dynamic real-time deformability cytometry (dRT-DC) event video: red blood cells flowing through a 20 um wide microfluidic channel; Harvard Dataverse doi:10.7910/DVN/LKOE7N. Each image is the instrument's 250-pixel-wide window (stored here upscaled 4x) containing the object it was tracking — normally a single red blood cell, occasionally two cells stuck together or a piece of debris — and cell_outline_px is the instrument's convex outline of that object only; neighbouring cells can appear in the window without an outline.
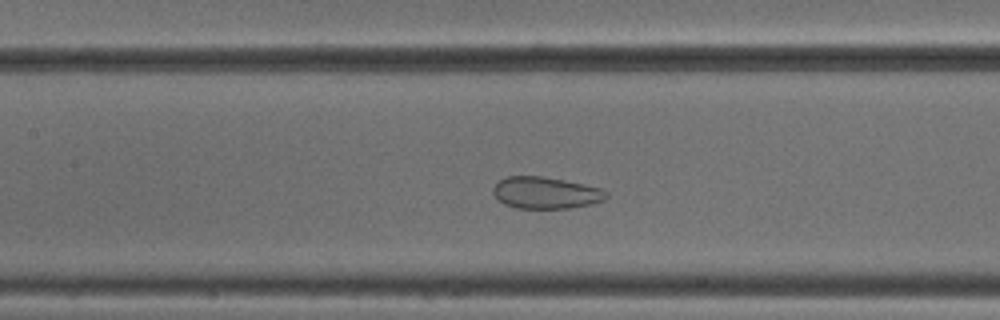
{"species": "common noctule bat (a hibernating species)", "species_latin": "Nyctalus noctula", "temperature_condition": "cold", "stored_images_in_passage": 47, "camera_frame_rate_fps": 3000, "um_per_image_px": 0.085, "animal": {"sex": "male", "body_mass_g": 18.8}, "frame": {"image": 1, "passage_image": 18, "time_ms": 5.667, "image_size_px": [1000, 320], "cell_outline_px": [[608, 196], [604, 200], [592, 204], [568, 208], [516, 208], [504, 204], [492, 192], [492, 188], [496, 180], [508, 176], [544, 176], [584, 184], [600, 188], [608, 192]], "centroid_in_image_um": [46.37, 16.38], "position_along_channel_um": 161.0, "area_um2": 21.1}}
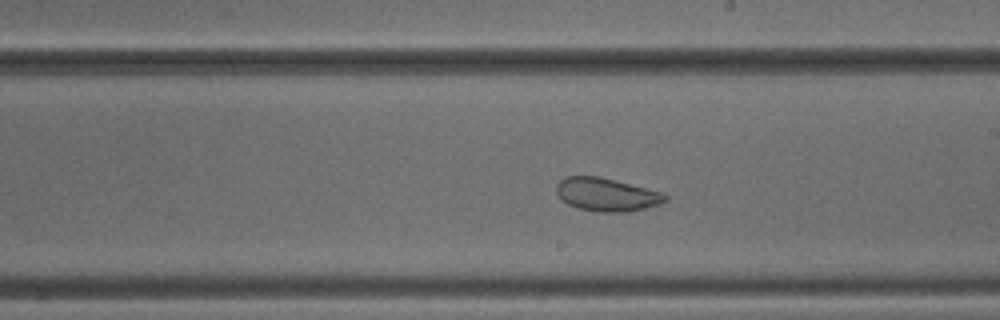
{"frame": {"image": 2, "passage_image": 24, "time_ms": 7.667, "image_size_px": [1000, 320], "cell_outline_px": [[668, 200], [660, 204], [628, 212], [600, 212], [580, 208], [568, 204], [556, 192], [556, 184], [564, 176], [600, 176], [664, 192], [668, 196]], "centroid_in_image_um": [51.6, 16.52], "position_along_channel_um": 237.4, "area_um2": 21.15}}
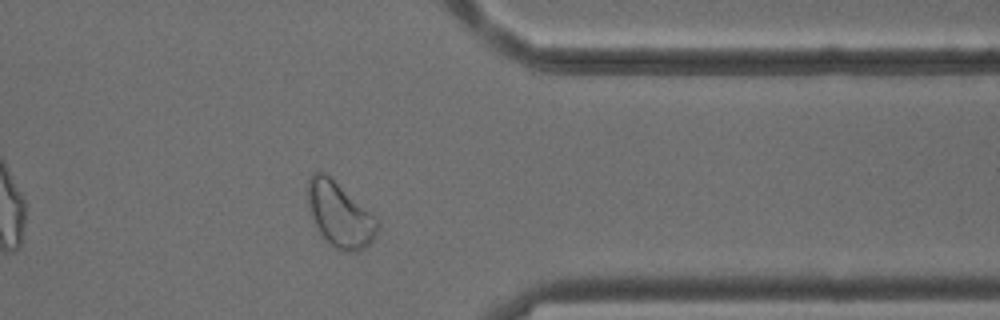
{"frame": {"image": 3, "passage_image": 36, "time_ms": 11.667, "image_size_px": [1000, 320], "cell_outline_px": [[380, 228], [376, 236], [364, 248], [356, 252], [344, 252], [328, 244], [324, 240], [316, 228], [308, 204], [308, 180], [312, 172], [324, 172], [376, 216], [380, 220]], "centroid_in_image_um": [28.9, 18.28], "position_along_channel_um": 382.5, "area_um2": 26.47}, "authors_computed_cell_mechanics": {"area_um2": 26.7614, "velocity_mm_per_s": 3.8323, "shape_relaxation_time_tau1_ms": null, "shape_relaxation_time_tau2_ms": 1.2085, "deformation_change_tau1": null, "deformation_change_tau2": 0.0671}}